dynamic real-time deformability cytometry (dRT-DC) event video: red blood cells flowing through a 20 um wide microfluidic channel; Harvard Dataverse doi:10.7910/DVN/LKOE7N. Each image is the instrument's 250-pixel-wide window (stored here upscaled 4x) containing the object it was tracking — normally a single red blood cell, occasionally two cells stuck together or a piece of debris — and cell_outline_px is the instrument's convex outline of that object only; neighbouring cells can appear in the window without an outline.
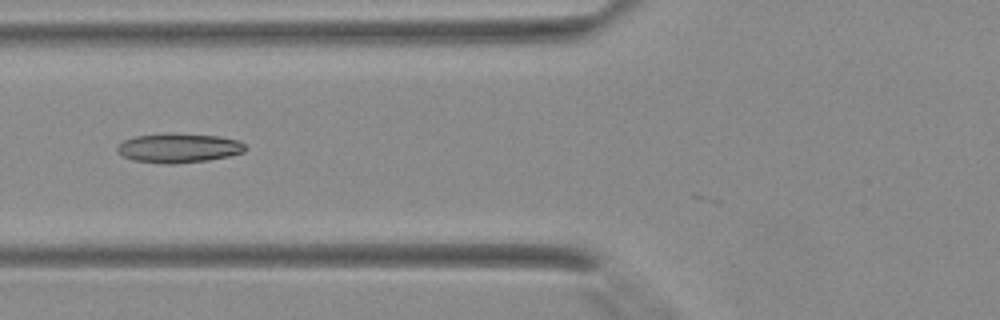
{"species": "Egyptian fruit bat (a non-hibernating species)", "species_latin": "Rousettus aegyptiacus", "temperature_condition": "warm", "stored_images_in_passage": 4, "camera_frame_rate_fps": 3000, "um_per_image_px": 0.085, "animal": {"sex": "female"}, "frame": {"image": 1, "passage_image": 4, "time_ms": 1.0, "image_size_px": [1000, 320], "cell_outline_px": [[248, 148], [244, 152], [228, 156], [208, 160], [172, 164], [164, 164], [132, 160], [116, 152], [116, 148], [124, 140], [136, 136], [220, 136], [240, 140]], "centroid_in_image_um": [15.22, 12.63], "position_along_channel_um": 110.6, "area_um2": 20.98}}